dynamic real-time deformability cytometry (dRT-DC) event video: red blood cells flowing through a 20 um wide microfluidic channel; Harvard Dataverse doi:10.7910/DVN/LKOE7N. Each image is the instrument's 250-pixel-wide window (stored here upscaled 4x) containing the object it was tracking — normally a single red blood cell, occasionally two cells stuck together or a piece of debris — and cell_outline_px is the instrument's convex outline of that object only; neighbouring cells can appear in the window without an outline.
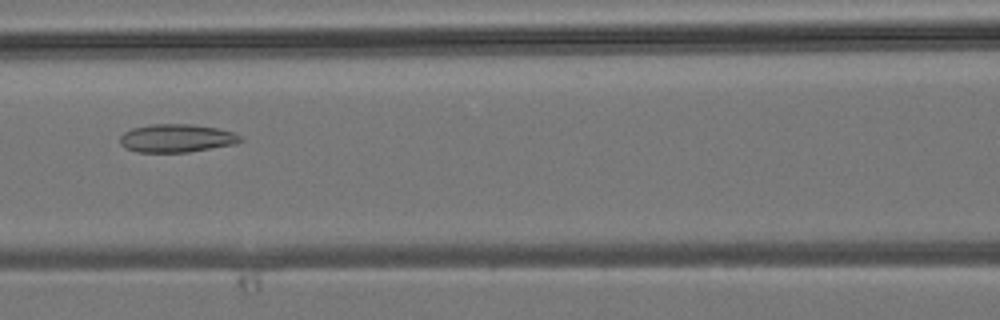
{"species": "common noctule bat (a hibernating species)", "species_latin": "Nyctalus noctula", "temperature_condition": "room temperature", "stored_images_in_passage": 43, "camera_frame_rate_fps": 3000, "um_per_image_px": 0.085, "animal": {"sex": "male", "body_mass_g": 19.2, "forearm_length_mm": 51.8}, "frame": {"image": 1, "passage_image": 19, "time_ms": 6.0, "image_size_px": [1000, 320], "cell_outline_px": [[244, 140], [236, 144], [188, 152], [136, 152], [124, 148], [120, 144], [120, 136], [124, 132], [132, 128], [152, 124], [192, 124], [216, 128], [232, 132], [244, 136]], "centroid_in_image_um": [15.02, 11.75], "position_along_channel_um": 151.6, "area_um2": 19.94}}
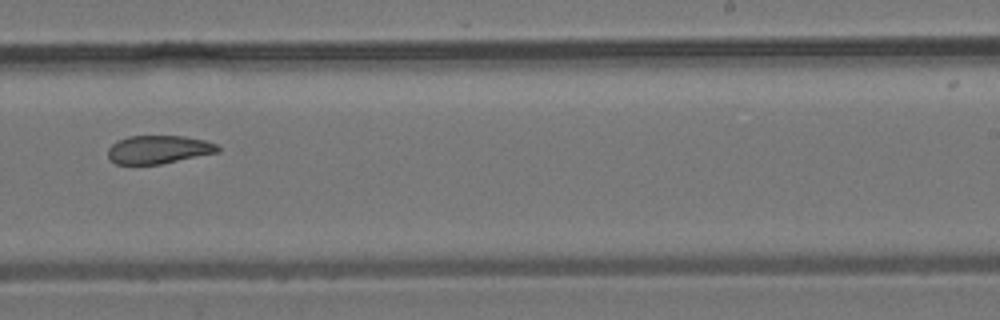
{"frame": {"image": 2, "passage_image": 27, "time_ms": 8.667, "image_size_px": [1000, 320], "cell_outline_px": [[220, 152], [160, 164], [116, 164], [108, 156], [108, 148], [116, 140], [128, 136], [184, 136], [204, 140], [216, 144], [220, 148]], "centroid_in_image_um": [13.48, 12.7], "position_along_channel_um": 275.5, "area_um2": 18.09}}
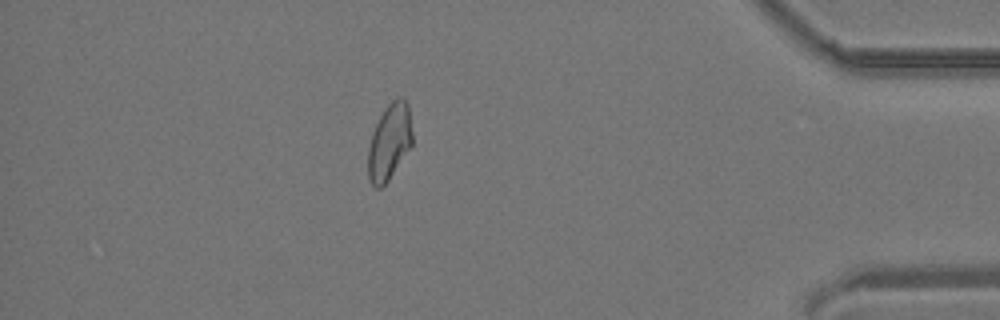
{"frame": {"image": 3, "passage_image": 38, "time_ms": 12.333, "image_size_px": [1000, 320], "cell_outline_px": [[412, 144], [388, 180], [380, 188], [376, 188], [372, 184], [368, 176], [368, 148], [372, 132], [384, 108], [396, 96], [404, 96], [408, 104], [412, 132]], "centroid_in_image_um": [33.1, 12.01], "position_along_channel_um": 402.1, "area_um2": 19.59}}